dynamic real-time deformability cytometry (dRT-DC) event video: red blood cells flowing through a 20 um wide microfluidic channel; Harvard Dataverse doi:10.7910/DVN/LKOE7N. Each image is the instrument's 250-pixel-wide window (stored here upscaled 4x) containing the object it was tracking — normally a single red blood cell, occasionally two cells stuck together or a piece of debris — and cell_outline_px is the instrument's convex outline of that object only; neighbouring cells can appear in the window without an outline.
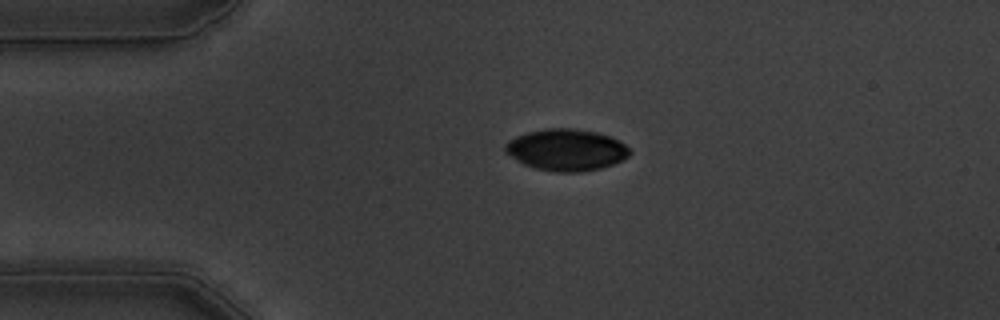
{"species": "common noctule bat (a hibernating species)", "species_latin": "Nyctalus noctula", "temperature_condition": "warm", "stored_images_in_passage": 45, "camera_frame_rate_fps": 3000, "um_per_image_px": 0.085, "animal": {"sex": "male", "body_mass_g": 19.5, "forearm_length_mm": 54.6}, "frame": {"image": 1, "passage_image": 1, "time_ms": 0.0, "image_size_px": [1000, 320], "cell_outline_px": [[632, 152], [628, 156], [612, 164], [600, 168], [584, 172], [556, 172], [536, 168], [524, 164], [504, 152], [504, 144], [508, 140], [516, 136], [528, 132], [548, 128], [572, 128], [596, 132], [620, 140]], "centroid_in_image_um": [48.12, 12.73], "position_along_channel_um": 36.9, "area_um2": 30.11}}
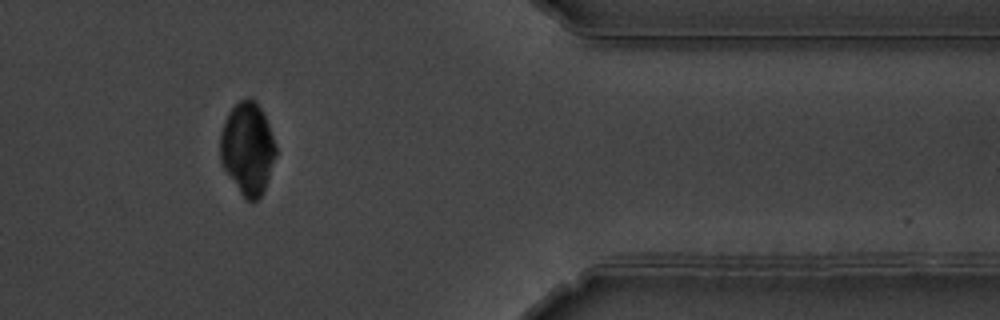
{"frame": {"image": 2, "passage_image": 35, "time_ms": 11.333, "image_size_px": [1000, 320], "cell_outline_px": [[276, 156], [264, 188], [260, 196], [256, 200], [248, 200], [240, 192], [224, 168], [220, 160], [220, 132], [224, 120], [228, 112], [240, 100], [248, 96], [252, 96], [256, 100], [268, 124], [276, 144]], "centroid_in_image_um": [21.03, 12.56], "position_along_channel_um": 390.4, "area_um2": 29.71}}
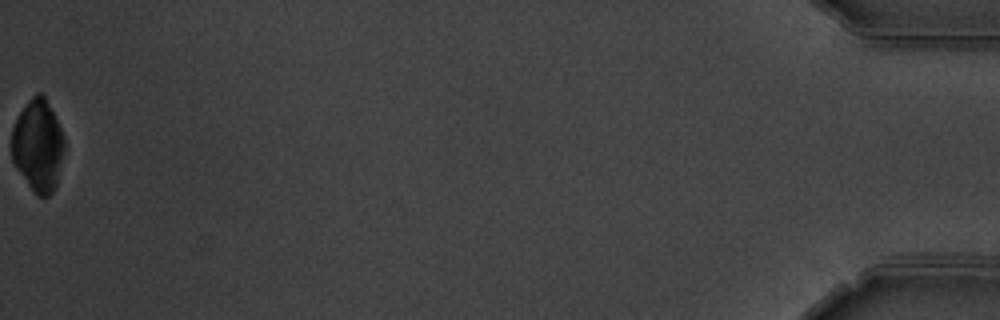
{"frame": {"image": 3, "passage_image": 45, "time_ms": 14.667, "image_size_px": [1000, 320], "cell_outline_px": [[64, 148], [56, 188], [48, 196], [40, 196], [28, 184], [16, 168], [12, 160], [12, 128], [20, 112], [28, 100], [36, 92], [40, 92], [44, 96], [64, 136]], "centroid_in_image_um": [3.22, 12.37], "position_along_channel_um": 432.0, "area_um2": 27.86}}